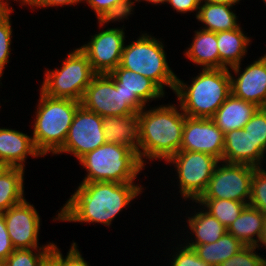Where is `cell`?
<instances>
[{
	"label": "cell",
	"mask_w": 266,
	"mask_h": 266,
	"mask_svg": "<svg viewBox=\"0 0 266 266\" xmlns=\"http://www.w3.org/2000/svg\"><path fill=\"white\" fill-rule=\"evenodd\" d=\"M32 140L41 156L56 154L65 142L81 102L69 98H51L40 93Z\"/></svg>",
	"instance_id": "277c9868"
},
{
	"label": "cell",
	"mask_w": 266,
	"mask_h": 266,
	"mask_svg": "<svg viewBox=\"0 0 266 266\" xmlns=\"http://www.w3.org/2000/svg\"><path fill=\"white\" fill-rule=\"evenodd\" d=\"M84 1V0H83ZM97 14L100 26L132 14L133 0H85Z\"/></svg>",
	"instance_id": "83f0119b"
},
{
	"label": "cell",
	"mask_w": 266,
	"mask_h": 266,
	"mask_svg": "<svg viewBox=\"0 0 266 266\" xmlns=\"http://www.w3.org/2000/svg\"><path fill=\"white\" fill-rule=\"evenodd\" d=\"M250 42L241 27L234 30H225L217 33V47L219 52V69L231 68L241 64Z\"/></svg>",
	"instance_id": "7402d4cb"
},
{
	"label": "cell",
	"mask_w": 266,
	"mask_h": 266,
	"mask_svg": "<svg viewBox=\"0 0 266 266\" xmlns=\"http://www.w3.org/2000/svg\"><path fill=\"white\" fill-rule=\"evenodd\" d=\"M141 190L142 187L133 183L82 182L55 219L109 226L115 216L141 194Z\"/></svg>",
	"instance_id": "6da1fadb"
},
{
	"label": "cell",
	"mask_w": 266,
	"mask_h": 266,
	"mask_svg": "<svg viewBox=\"0 0 266 266\" xmlns=\"http://www.w3.org/2000/svg\"><path fill=\"white\" fill-rule=\"evenodd\" d=\"M33 206L24 199L2 213L14 249L39 248L41 219Z\"/></svg>",
	"instance_id": "5bb4252c"
},
{
	"label": "cell",
	"mask_w": 266,
	"mask_h": 266,
	"mask_svg": "<svg viewBox=\"0 0 266 266\" xmlns=\"http://www.w3.org/2000/svg\"><path fill=\"white\" fill-rule=\"evenodd\" d=\"M105 143L102 117L81 105L74 115L63 147L56 154L69 152L80 159Z\"/></svg>",
	"instance_id": "8fae6325"
},
{
	"label": "cell",
	"mask_w": 266,
	"mask_h": 266,
	"mask_svg": "<svg viewBox=\"0 0 266 266\" xmlns=\"http://www.w3.org/2000/svg\"><path fill=\"white\" fill-rule=\"evenodd\" d=\"M83 0H35L30 6L32 7H52V6H63V5H75Z\"/></svg>",
	"instance_id": "f35d334b"
},
{
	"label": "cell",
	"mask_w": 266,
	"mask_h": 266,
	"mask_svg": "<svg viewBox=\"0 0 266 266\" xmlns=\"http://www.w3.org/2000/svg\"><path fill=\"white\" fill-rule=\"evenodd\" d=\"M168 4L177 12L186 13L188 11H198L201 0H168Z\"/></svg>",
	"instance_id": "74e56055"
},
{
	"label": "cell",
	"mask_w": 266,
	"mask_h": 266,
	"mask_svg": "<svg viewBox=\"0 0 266 266\" xmlns=\"http://www.w3.org/2000/svg\"><path fill=\"white\" fill-rule=\"evenodd\" d=\"M166 162L176 164L182 196L197 201L206 191L216 166L222 161L204 152L179 151Z\"/></svg>",
	"instance_id": "ba28073f"
},
{
	"label": "cell",
	"mask_w": 266,
	"mask_h": 266,
	"mask_svg": "<svg viewBox=\"0 0 266 266\" xmlns=\"http://www.w3.org/2000/svg\"><path fill=\"white\" fill-rule=\"evenodd\" d=\"M28 155L41 156L32 137L16 130L0 128V162L9 167L24 169L23 163Z\"/></svg>",
	"instance_id": "d6986e66"
},
{
	"label": "cell",
	"mask_w": 266,
	"mask_h": 266,
	"mask_svg": "<svg viewBox=\"0 0 266 266\" xmlns=\"http://www.w3.org/2000/svg\"><path fill=\"white\" fill-rule=\"evenodd\" d=\"M79 162L88 172L82 182L134 183L137 174L145 167L138 153L107 142L86 153Z\"/></svg>",
	"instance_id": "5b68a950"
},
{
	"label": "cell",
	"mask_w": 266,
	"mask_h": 266,
	"mask_svg": "<svg viewBox=\"0 0 266 266\" xmlns=\"http://www.w3.org/2000/svg\"><path fill=\"white\" fill-rule=\"evenodd\" d=\"M0 266H6L4 262H0Z\"/></svg>",
	"instance_id": "bcb514c9"
},
{
	"label": "cell",
	"mask_w": 266,
	"mask_h": 266,
	"mask_svg": "<svg viewBox=\"0 0 266 266\" xmlns=\"http://www.w3.org/2000/svg\"><path fill=\"white\" fill-rule=\"evenodd\" d=\"M265 220L266 215L259 209L247 205L237 219L228 227L227 232L246 246L259 247L260 245L257 243L261 239ZM255 234L258 239H255Z\"/></svg>",
	"instance_id": "44dd1931"
},
{
	"label": "cell",
	"mask_w": 266,
	"mask_h": 266,
	"mask_svg": "<svg viewBox=\"0 0 266 266\" xmlns=\"http://www.w3.org/2000/svg\"><path fill=\"white\" fill-rule=\"evenodd\" d=\"M257 246H245L219 266H266V259L254 253Z\"/></svg>",
	"instance_id": "836d02e7"
},
{
	"label": "cell",
	"mask_w": 266,
	"mask_h": 266,
	"mask_svg": "<svg viewBox=\"0 0 266 266\" xmlns=\"http://www.w3.org/2000/svg\"><path fill=\"white\" fill-rule=\"evenodd\" d=\"M24 169L9 167L0 176V213L24 200Z\"/></svg>",
	"instance_id": "4316f807"
},
{
	"label": "cell",
	"mask_w": 266,
	"mask_h": 266,
	"mask_svg": "<svg viewBox=\"0 0 266 266\" xmlns=\"http://www.w3.org/2000/svg\"><path fill=\"white\" fill-rule=\"evenodd\" d=\"M248 205L259 209L266 215V171L262 167L254 170L251 179V197Z\"/></svg>",
	"instance_id": "4dcf8cb0"
},
{
	"label": "cell",
	"mask_w": 266,
	"mask_h": 266,
	"mask_svg": "<svg viewBox=\"0 0 266 266\" xmlns=\"http://www.w3.org/2000/svg\"><path fill=\"white\" fill-rule=\"evenodd\" d=\"M264 152L248 131L236 129L224 134L222 161L260 167ZM262 159V160H261Z\"/></svg>",
	"instance_id": "e0dca14e"
},
{
	"label": "cell",
	"mask_w": 266,
	"mask_h": 266,
	"mask_svg": "<svg viewBox=\"0 0 266 266\" xmlns=\"http://www.w3.org/2000/svg\"><path fill=\"white\" fill-rule=\"evenodd\" d=\"M258 109L259 107L255 104L231 93L211 119L225 134L232 130L243 129Z\"/></svg>",
	"instance_id": "ffe728a7"
},
{
	"label": "cell",
	"mask_w": 266,
	"mask_h": 266,
	"mask_svg": "<svg viewBox=\"0 0 266 266\" xmlns=\"http://www.w3.org/2000/svg\"><path fill=\"white\" fill-rule=\"evenodd\" d=\"M231 7V5L210 2L200 4L196 18L206 25L202 30L218 33L238 28L237 17Z\"/></svg>",
	"instance_id": "cb8c5ba5"
},
{
	"label": "cell",
	"mask_w": 266,
	"mask_h": 266,
	"mask_svg": "<svg viewBox=\"0 0 266 266\" xmlns=\"http://www.w3.org/2000/svg\"><path fill=\"white\" fill-rule=\"evenodd\" d=\"M144 109L139 112V158L145 166L144 157L167 161L179 152L186 115L174 104Z\"/></svg>",
	"instance_id": "7a4b0ae2"
},
{
	"label": "cell",
	"mask_w": 266,
	"mask_h": 266,
	"mask_svg": "<svg viewBox=\"0 0 266 266\" xmlns=\"http://www.w3.org/2000/svg\"><path fill=\"white\" fill-rule=\"evenodd\" d=\"M62 67L47 70L41 92L51 98L82 101L86 88L96 75L87 56L79 49L68 54Z\"/></svg>",
	"instance_id": "52a82bcc"
},
{
	"label": "cell",
	"mask_w": 266,
	"mask_h": 266,
	"mask_svg": "<svg viewBox=\"0 0 266 266\" xmlns=\"http://www.w3.org/2000/svg\"><path fill=\"white\" fill-rule=\"evenodd\" d=\"M120 66L151 79L162 90L166 85L175 89L177 76L166 61L162 42L146 33L124 46Z\"/></svg>",
	"instance_id": "8992f818"
},
{
	"label": "cell",
	"mask_w": 266,
	"mask_h": 266,
	"mask_svg": "<svg viewBox=\"0 0 266 266\" xmlns=\"http://www.w3.org/2000/svg\"><path fill=\"white\" fill-rule=\"evenodd\" d=\"M66 258L64 259L60 250L57 248L56 245H54L48 265L49 266H89L88 263L83 259L80 252L77 249L76 243L73 242L71 245Z\"/></svg>",
	"instance_id": "e575fe53"
},
{
	"label": "cell",
	"mask_w": 266,
	"mask_h": 266,
	"mask_svg": "<svg viewBox=\"0 0 266 266\" xmlns=\"http://www.w3.org/2000/svg\"><path fill=\"white\" fill-rule=\"evenodd\" d=\"M81 105L101 117L135 114L126 94L109 74H96L86 88Z\"/></svg>",
	"instance_id": "30bf717a"
},
{
	"label": "cell",
	"mask_w": 266,
	"mask_h": 266,
	"mask_svg": "<svg viewBox=\"0 0 266 266\" xmlns=\"http://www.w3.org/2000/svg\"><path fill=\"white\" fill-rule=\"evenodd\" d=\"M9 168L8 165L0 162V176Z\"/></svg>",
	"instance_id": "7bdbcfd3"
},
{
	"label": "cell",
	"mask_w": 266,
	"mask_h": 266,
	"mask_svg": "<svg viewBox=\"0 0 266 266\" xmlns=\"http://www.w3.org/2000/svg\"><path fill=\"white\" fill-rule=\"evenodd\" d=\"M14 251L3 214L0 213V262H4Z\"/></svg>",
	"instance_id": "8d00e7d4"
},
{
	"label": "cell",
	"mask_w": 266,
	"mask_h": 266,
	"mask_svg": "<svg viewBox=\"0 0 266 266\" xmlns=\"http://www.w3.org/2000/svg\"><path fill=\"white\" fill-rule=\"evenodd\" d=\"M259 242L262 243L266 247V220L264 224L263 233H262V236Z\"/></svg>",
	"instance_id": "b9f144b4"
},
{
	"label": "cell",
	"mask_w": 266,
	"mask_h": 266,
	"mask_svg": "<svg viewBox=\"0 0 266 266\" xmlns=\"http://www.w3.org/2000/svg\"><path fill=\"white\" fill-rule=\"evenodd\" d=\"M224 133L211 118H185L179 151L204 152L222 160Z\"/></svg>",
	"instance_id": "4fadbf2b"
},
{
	"label": "cell",
	"mask_w": 266,
	"mask_h": 266,
	"mask_svg": "<svg viewBox=\"0 0 266 266\" xmlns=\"http://www.w3.org/2000/svg\"><path fill=\"white\" fill-rule=\"evenodd\" d=\"M245 246L246 245L236 239L232 234L226 232L214 243L188 247L193 248L197 256L207 264L211 266H219Z\"/></svg>",
	"instance_id": "d4e9b609"
},
{
	"label": "cell",
	"mask_w": 266,
	"mask_h": 266,
	"mask_svg": "<svg viewBox=\"0 0 266 266\" xmlns=\"http://www.w3.org/2000/svg\"><path fill=\"white\" fill-rule=\"evenodd\" d=\"M8 4L9 3L4 2V0H0V17H2L11 8Z\"/></svg>",
	"instance_id": "60d3db41"
},
{
	"label": "cell",
	"mask_w": 266,
	"mask_h": 266,
	"mask_svg": "<svg viewBox=\"0 0 266 266\" xmlns=\"http://www.w3.org/2000/svg\"><path fill=\"white\" fill-rule=\"evenodd\" d=\"M124 34L123 29L109 28L95 34L88 44L79 48L87 56L96 74H109L120 65Z\"/></svg>",
	"instance_id": "7c38bea8"
},
{
	"label": "cell",
	"mask_w": 266,
	"mask_h": 266,
	"mask_svg": "<svg viewBox=\"0 0 266 266\" xmlns=\"http://www.w3.org/2000/svg\"><path fill=\"white\" fill-rule=\"evenodd\" d=\"M13 9H9L2 17H0V76L6 64L9 62L10 45L12 38V28L10 22V13Z\"/></svg>",
	"instance_id": "d6a6232c"
},
{
	"label": "cell",
	"mask_w": 266,
	"mask_h": 266,
	"mask_svg": "<svg viewBox=\"0 0 266 266\" xmlns=\"http://www.w3.org/2000/svg\"><path fill=\"white\" fill-rule=\"evenodd\" d=\"M15 1V0H14ZM35 0H20V3H22V5H31ZM6 2H8V0H6Z\"/></svg>",
	"instance_id": "f6af8a7d"
},
{
	"label": "cell",
	"mask_w": 266,
	"mask_h": 266,
	"mask_svg": "<svg viewBox=\"0 0 266 266\" xmlns=\"http://www.w3.org/2000/svg\"><path fill=\"white\" fill-rule=\"evenodd\" d=\"M109 75L121 86L126 94V102L140 112L148 101L164 96L162 90L154 81L120 65Z\"/></svg>",
	"instance_id": "2e32d148"
},
{
	"label": "cell",
	"mask_w": 266,
	"mask_h": 266,
	"mask_svg": "<svg viewBox=\"0 0 266 266\" xmlns=\"http://www.w3.org/2000/svg\"><path fill=\"white\" fill-rule=\"evenodd\" d=\"M188 218L190 230L194 232L196 241L187 246L214 243L227 232V228L219 220L204 210Z\"/></svg>",
	"instance_id": "484cf974"
},
{
	"label": "cell",
	"mask_w": 266,
	"mask_h": 266,
	"mask_svg": "<svg viewBox=\"0 0 266 266\" xmlns=\"http://www.w3.org/2000/svg\"><path fill=\"white\" fill-rule=\"evenodd\" d=\"M222 163L225 165L216 166L206 191L199 199H227L249 204L251 179L256 167L248 164Z\"/></svg>",
	"instance_id": "9c48e42d"
},
{
	"label": "cell",
	"mask_w": 266,
	"mask_h": 266,
	"mask_svg": "<svg viewBox=\"0 0 266 266\" xmlns=\"http://www.w3.org/2000/svg\"><path fill=\"white\" fill-rule=\"evenodd\" d=\"M240 0H201V2H210V3H217V4H225V5H231L239 2Z\"/></svg>",
	"instance_id": "ab89813d"
},
{
	"label": "cell",
	"mask_w": 266,
	"mask_h": 266,
	"mask_svg": "<svg viewBox=\"0 0 266 266\" xmlns=\"http://www.w3.org/2000/svg\"><path fill=\"white\" fill-rule=\"evenodd\" d=\"M195 32L194 40L185 52L186 57L203 69H219L217 33L202 29Z\"/></svg>",
	"instance_id": "603a6c76"
},
{
	"label": "cell",
	"mask_w": 266,
	"mask_h": 266,
	"mask_svg": "<svg viewBox=\"0 0 266 266\" xmlns=\"http://www.w3.org/2000/svg\"><path fill=\"white\" fill-rule=\"evenodd\" d=\"M103 133L107 143H114L138 153L140 147L139 112L102 117Z\"/></svg>",
	"instance_id": "ac0fdd59"
},
{
	"label": "cell",
	"mask_w": 266,
	"mask_h": 266,
	"mask_svg": "<svg viewBox=\"0 0 266 266\" xmlns=\"http://www.w3.org/2000/svg\"><path fill=\"white\" fill-rule=\"evenodd\" d=\"M174 92L186 116L212 118L231 94L230 71L227 68L202 69L189 86L177 77Z\"/></svg>",
	"instance_id": "3957f363"
},
{
	"label": "cell",
	"mask_w": 266,
	"mask_h": 266,
	"mask_svg": "<svg viewBox=\"0 0 266 266\" xmlns=\"http://www.w3.org/2000/svg\"><path fill=\"white\" fill-rule=\"evenodd\" d=\"M175 257L171 266H211L200 259L193 248L184 246Z\"/></svg>",
	"instance_id": "d590c367"
},
{
	"label": "cell",
	"mask_w": 266,
	"mask_h": 266,
	"mask_svg": "<svg viewBox=\"0 0 266 266\" xmlns=\"http://www.w3.org/2000/svg\"><path fill=\"white\" fill-rule=\"evenodd\" d=\"M55 244L49 243L47 246L30 249H14V251L4 261L6 266H47L50 253ZM39 251L33 253V250ZM42 250V251H41Z\"/></svg>",
	"instance_id": "f546056e"
},
{
	"label": "cell",
	"mask_w": 266,
	"mask_h": 266,
	"mask_svg": "<svg viewBox=\"0 0 266 266\" xmlns=\"http://www.w3.org/2000/svg\"><path fill=\"white\" fill-rule=\"evenodd\" d=\"M238 78L230 73L231 93L259 108H266V56L248 65L240 74V64L231 67ZM240 75V76H239Z\"/></svg>",
	"instance_id": "9a60e30c"
},
{
	"label": "cell",
	"mask_w": 266,
	"mask_h": 266,
	"mask_svg": "<svg viewBox=\"0 0 266 266\" xmlns=\"http://www.w3.org/2000/svg\"><path fill=\"white\" fill-rule=\"evenodd\" d=\"M135 1V0H134ZM136 1H140V0H136ZM144 1H148V2H151L152 4H159V3H164V2H167L168 0H144Z\"/></svg>",
	"instance_id": "ee69618b"
},
{
	"label": "cell",
	"mask_w": 266,
	"mask_h": 266,
	"mask_svg": "<svg viewBox=\"0 0 266 266\" xmlns=\"http://www.w3.org/2000/svg\"><path fill=\"white\" fill-rule=\"evenodd\" d=\"M243 130L248 131L260 148L266 151V108H259L252 118L244 125Z\"/></svg>",
	"instance_id": "1f68e13d"
},
{
	"label": "cell",
	"mask_w": 266,
	"mask_h": 266,
	"mask_svg": "<svg viewBox=\"0 0 266 266\" xmlns=\"http://www.w3.org/2000/svg\"><path fill=\"white\" fill-rule=\"evenodd\" d=\"M196 202L204 205L207 208L206 212L219 220L227 229L248 205L227 199H198Z\"/></svg>",
	"instance_id": "f1b7e54d"
}]
</instances>
